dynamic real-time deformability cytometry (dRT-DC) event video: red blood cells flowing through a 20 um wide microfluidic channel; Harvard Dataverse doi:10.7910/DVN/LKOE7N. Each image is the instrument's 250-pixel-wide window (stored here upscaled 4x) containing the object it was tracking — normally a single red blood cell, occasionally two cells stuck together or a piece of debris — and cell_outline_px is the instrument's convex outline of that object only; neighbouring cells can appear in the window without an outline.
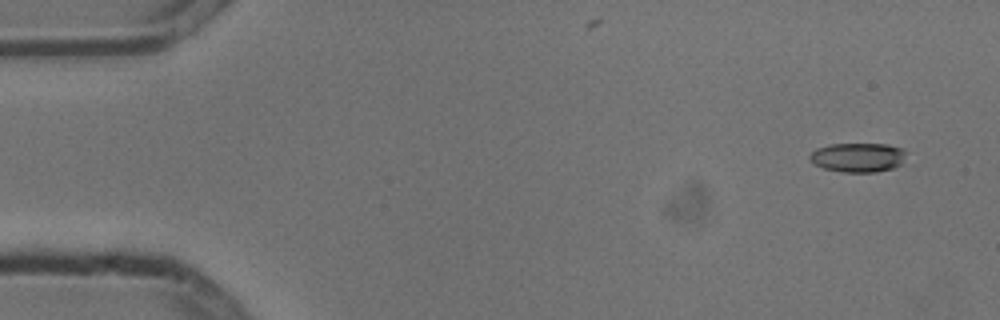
{"species": "common noctule bat (a hibernating species)", "species_latin": "Nyctalus noctula", "temperature_condition": "cold", "stored_images_in_passage": 8, "camera_frame_rate_fps": 3000, "um_per_image_px": 0.085, "animal": {"sex": "male", "body_mass_g": 13.3}, "frame": {"image": 1, "passage_image": 1, "time_ms": 0.0, "image_size_px": [1000, 320], "cell_outline_px": [[904, 152], [900, 164], [892, 168], [876, 172], [840, 172], [824, 168], [808, 160], [808, 156], [816, 148], [832, 144], [888, 144], [904, 148]], "centroid_in_image_um": [72.88, 13.37], "position_along_channel_um": 12.1, "area_um2": 16.36}}
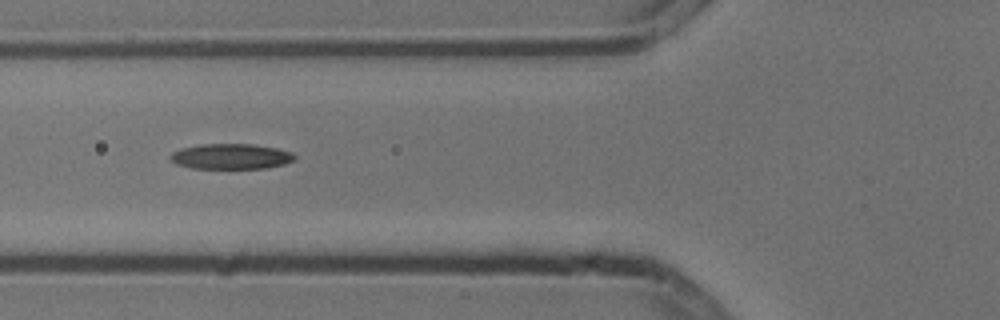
{"frame": {"image": 2, "passage_image": 6, "time_ms": 1.667, "image_size_px": [1000, 320], "cell_outline_px": [[296, 160], [284, 164], [264, 168], [192, 168], [176, 164], [168, 156], [172, 152], [180, 148], [200, 144], [252, 144], [276, 148], [292, 152], [296, 156]], "centroid_in_image_um": [19.63, 13.29], "position_along_channel_um": 106.2, "area_um2": 18.44}}
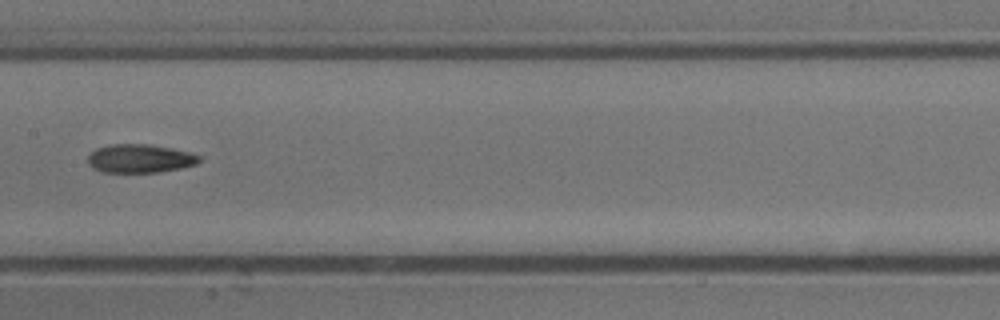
{"frame": {"image": 3, "passage_image": 8, "time_ms": 2.333, "image_size_px": [1000, 320], "cell_outline_px": [[200, 160], [196, 164], [180, 168], [156, 172], [104, 172], [92, 168], [88, 164], [88, 156], [96, 148], [112, 144], [148, 144], [172, 148], [188, 152], [200, 156]], "centroid_in_image_um": [11.87, 13.47], "position_along_channel_um": 195.5, "area_um2": 18.38}}